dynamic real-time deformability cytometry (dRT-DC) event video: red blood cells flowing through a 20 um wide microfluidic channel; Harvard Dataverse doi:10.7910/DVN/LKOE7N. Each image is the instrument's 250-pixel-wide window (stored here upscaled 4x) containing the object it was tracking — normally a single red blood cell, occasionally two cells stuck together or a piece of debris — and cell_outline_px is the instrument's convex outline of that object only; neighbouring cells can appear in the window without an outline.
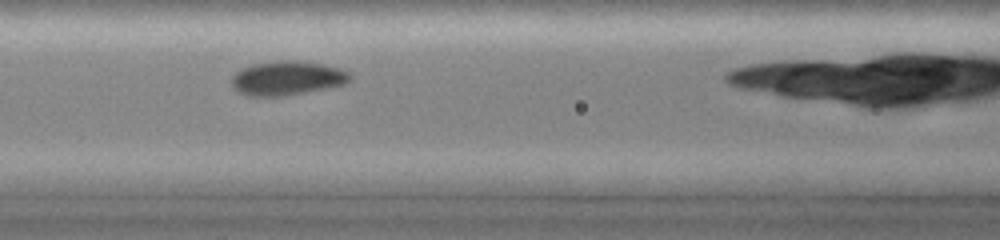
{"species": "common noctule bat (a hibernating species)", "species_latin": "Nyctalus noctula", "temperature_condition": "cold", "stored_images_in_passage": 14, "camera_frame_rate_fps": 3000, "um_per_image_px": 0.085, "animal": {"sex": "female", "body_mass_g": 19.0, "forearm_length_mm": 51.5}, "frame": {"image": 1, "passage_image": 5, "time_ms": 3.333, "image_size_px": [1000, 240], "cell_outline_px": [[352, 80], [344, 84], [288, 96], [244, 96], [236, 92], [232, 88], [232, 76], [236, 72], [252, 64], [284, 60], [292, 60], [324, 64], [340, 68], [348, 72], [352, 76]], "centroid_in_image_um": [24.39, 6.66], "position_along_channel_um": 142.2, "area_um2": 23.76}}